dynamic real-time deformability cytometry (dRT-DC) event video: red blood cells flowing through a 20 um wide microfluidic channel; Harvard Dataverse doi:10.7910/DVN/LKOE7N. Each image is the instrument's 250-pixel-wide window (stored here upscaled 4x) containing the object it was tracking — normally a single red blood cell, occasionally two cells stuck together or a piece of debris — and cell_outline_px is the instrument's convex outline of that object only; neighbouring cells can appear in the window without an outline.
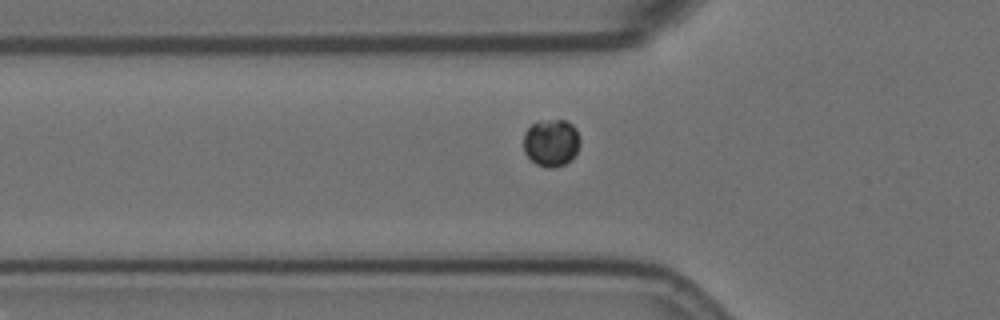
{"species": "Egyptian fruit bat (a non-hibernating species)", "species_latin": "Rousettus aegyptiacus", "temperature_condition": "room temperature", "stored_images_in_passage": 38, "camera_frame_rate_fps": 3000, "um_per_image_px": 0.085, "animal": {"sex": "female"}, "frame": {"image": 1, "passage_image": 3, "time_ms": 0.667, "image_size_px": [1000, 320], "cell_outline_px": [[580, 144], [572, 160], [564, 164], [552, 168], [548, 168], [536, 164], [524, 152], [524, 132], [536, 120], [564, 120], [572, 124], [576, 128], [580, 140]], "centroid_in_image_um": [46.86, 12.12], "position_along_channel_um": 78.9, "area_um2": 15.72}}
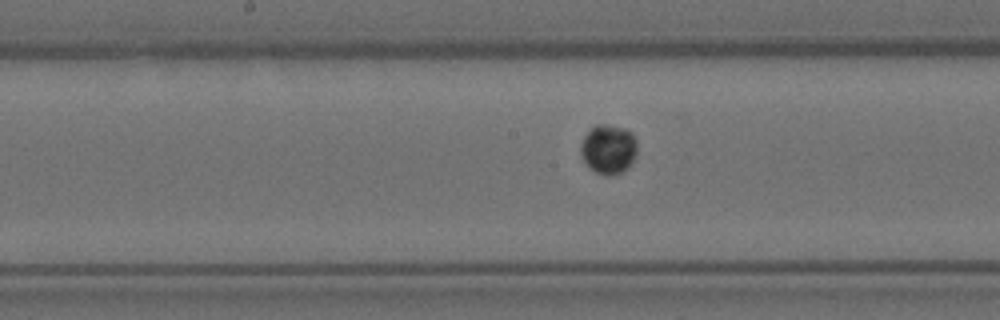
{"frame": {"image": 2, "passage_image": 13, "time_ms": 4.0, "image_size_px": [1000, 320], "cell_outline_px": [[636, 156], [628, 168], [612, 176], [604, 176], [588, 168], [580, 152], [580, 144], [584, 136], [596, 124], [604, 124], [624, 128], [632, 132], [636, 140]], "centroid_in_image_um": [51.71, 12.69], "position_along_channel_um": 196.5, "area_um2": 16.42}}
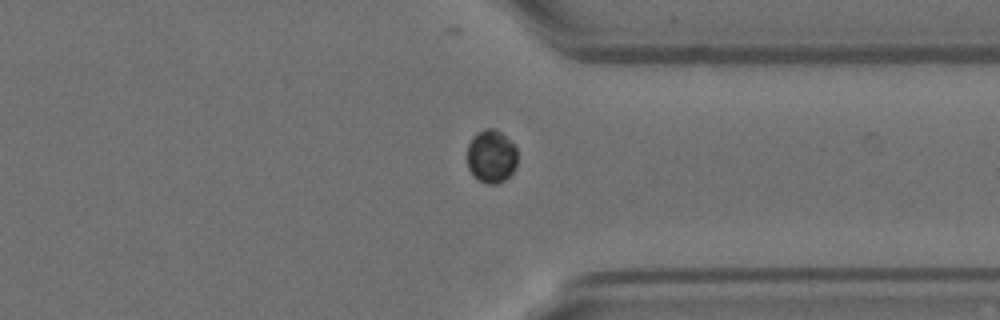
{"frame": {"image": 3, "passage_image": 28, "time_ms": 9.0, "image_size_px": [1000, 320], "cell_outline_px": [[516, 164], [512, 172], [504, 180], [496, 184], [488, 184], [480, 180], [468, 168], [468, 144], [472, 136], [484, 128], [496, 128], [516, 144]], "centroid_in_image_um": [41.78, 13.24], "position_along_channel_um": 369.6, "area_um2": 15.55}}